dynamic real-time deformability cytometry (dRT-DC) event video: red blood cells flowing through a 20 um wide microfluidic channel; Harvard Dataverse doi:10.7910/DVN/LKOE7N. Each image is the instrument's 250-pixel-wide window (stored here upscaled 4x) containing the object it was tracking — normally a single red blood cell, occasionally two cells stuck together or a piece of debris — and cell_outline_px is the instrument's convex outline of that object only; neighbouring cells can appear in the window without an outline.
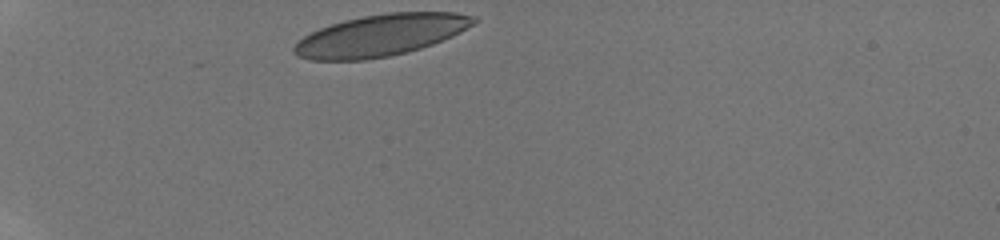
{"species": "human", "species_latin": "Homo sapiens", "temperature_condition": "room temperature", "stored_images_in_passage": 33, "camera_frame_rate_fps": 3000, "um_per_image_px": 0.085, "donor": {"sex": "male"}, "frame": {"image": 1, "passage_image": 1, "time_ms": 0.0, "image_size_px": [1000, 240], "cell_outline_px": [[480, 20], [476, 24], [452, 36], [432, 44], [420, 48], [388, 56], [364, 60], [312, 60], [300, 56], [292, 52], [292, 48], [304, 36], [320, 28], [344, 20], [364, 16], [388, 12], [456, 12], [476, 16]], "centroid_in_image_um": [32.41, 2.98], "position_along_channel_um": 52.6, "area_um2": 43.41}}
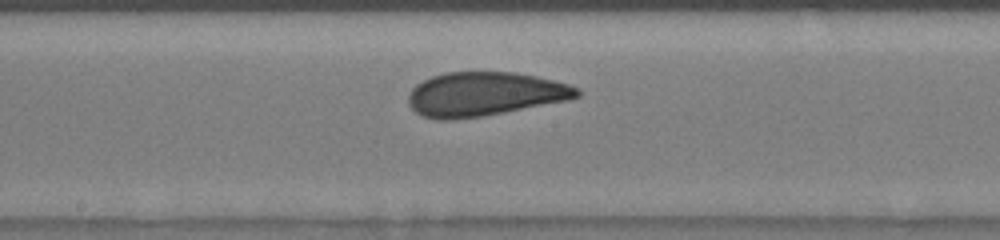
{"frame": {"image": 2, "passage_image": 16, "time_ms": 5.0, "image_size_px": [1000, 240], "cell_outline_px": [[580, 96], [568, 100], [484, 116], [452, 120], [436, 120], [424, 116], [416, 112], [408, 104], [408, 96], [412, 88], [416, 84], [432, 76], [444, 72], [516, 72], [536, 76], [568, 84], [580, 88]], "centroid_in_image_um": [41.18, 8.0], "position_along_channel_um": 207.0, "area_um2": 43.35}}
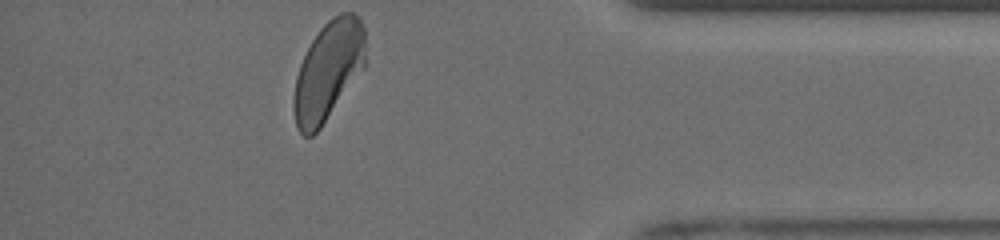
{"frame": {"image": 3, "passage_image": 33, "time_ms": 10.667, "image_size_px": [1000, 240], "cell_outline_px": [[364, 68], [320, 128], [312, 136], [304, 136], [296, 128], [292, 108], [292, 104], [296, 76], [300, 64], [312, 40], [320, 28], [332, 16], [340, 12], [352, 12], [360, 16], [364, 28]], "centroid_in_image_um": [27.88, 6.02], "position_along_channel_um": 407.3, "area_um2": 41.38}, "authors_computed_cell_mechanics": {"area_um2": 43.1188, "velocity_mm_per_s": 3.9119, "shape_relaxation_time_tau1_ms": 5.1297, "shape_relaxation_time_tau2_ms": 0.7982, "deformation_change_tau1": 0.1412, "deformation_change_tau2": 0.0846}}